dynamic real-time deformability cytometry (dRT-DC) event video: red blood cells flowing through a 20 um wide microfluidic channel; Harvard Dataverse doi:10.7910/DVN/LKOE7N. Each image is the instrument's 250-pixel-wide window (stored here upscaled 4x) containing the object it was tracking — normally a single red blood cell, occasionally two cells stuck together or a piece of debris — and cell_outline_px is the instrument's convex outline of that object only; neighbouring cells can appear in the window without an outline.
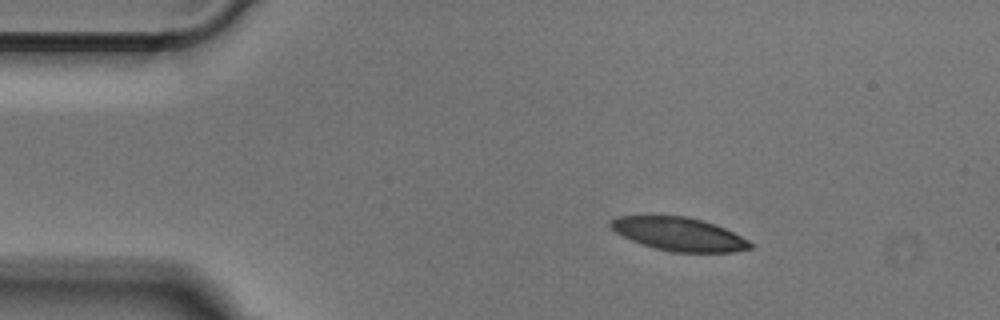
{"species": "Egyptian fruit bat (a non-hibernating species)", "species_latin": "Rousettus aegyptiacus", "temperature_condition": "cold", "stored_images_in_passage": 43, "camera_frame_rate_fps": 3000, "um_per_image_px": 0.085, "animal": {"sex": "male"}, "frame": {"image": 1, "passage_image": 1, "time_ms": 0.0, "image_size_px": [1000, 320], "cell_outline_px": [[752, 248], [732, 252], [672, 252], [640, 244], [616, 232], [608, 224], [608, 220], [616, 216], [688, 216], [724, 228], [748, 240], [752, 244]], "centroid_in_image_um": [57.67, 19.9], "position_along_channel_um": 27.3, "area_um2": 26.88}}
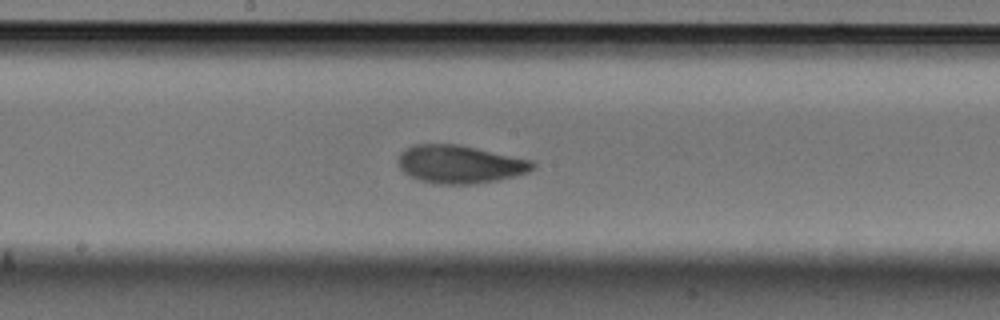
{"frame": {"image": 2, "passage_image": 19, "time_ms": 6.0, "image_size_px": [1000, 320], "cell_outline_px": [[536, 168], [528, 172], [496, 180], [472, 184], [436, 184], [420, 180], [408, 176], [400, 168], [400, 152], [416, 144], [460, 144], [532, 160], [536, 164]], "centroid_in_image_um": [39.11, 13.96], "position_along_channel_um": 209.1, "area_um2": 29.71}}
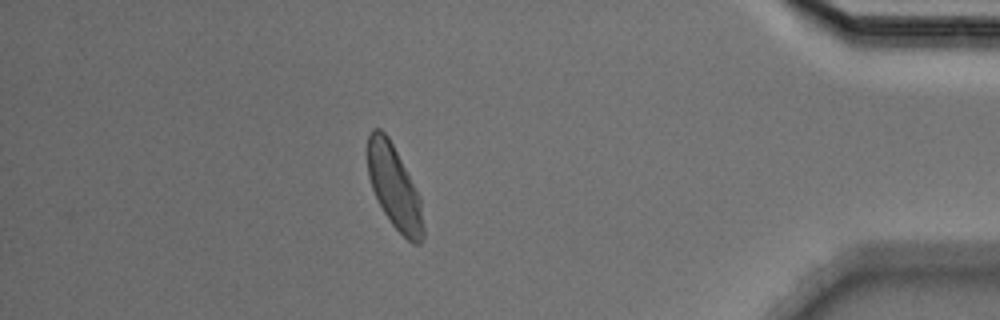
{"frame": {"image": 3, "passage_image": 37, "time_ms": 12.0, "image_size_px": [1000, 320], "cell_outline_px": [[424, 236], [420, 244], [412, 244], [392, 224], [384, 212], [372, 188], [368, 176], [368, 136], [372, 128], [380, 128], [388, 136], [420, 196], [424, 228]], "centroid_in_image_um": [33.53, 15.92], "position_along_channel_um": 401.7, "area_um2": 26.7}}